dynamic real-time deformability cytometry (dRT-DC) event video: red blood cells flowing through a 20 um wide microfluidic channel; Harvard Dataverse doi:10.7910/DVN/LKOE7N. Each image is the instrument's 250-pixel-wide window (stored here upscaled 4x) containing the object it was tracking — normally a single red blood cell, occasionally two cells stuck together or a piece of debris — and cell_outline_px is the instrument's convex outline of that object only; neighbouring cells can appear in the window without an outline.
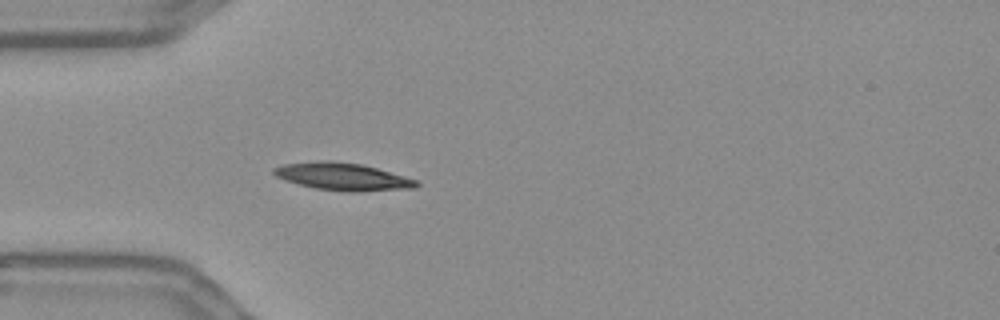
{"species": "Egyptian fruit bat (a non-hibernating species)", "species_latin": "Rousettus aegyptiacus", "temperature_condition": "warm", "stored_images_in_passage": 40, "camera_frame_rate_fps": 3000, "um_per_image_px": 0.085, "frame": {"image": 1, "passage_image": 1, "time_ms": 0.0, "image_size_px": [1000, 320], "cell_outline_px": [[420, 184], [416, 188], [360, 192], [348, 192], [316, 188], [284, 180], [276, 176], [272, 172], [272, 168], [284, 164], [316, 160], [328, 160], [360, 164], [376, 168], [420, 180]], "centroid_in_image_um": [29.16, 15.01], "position_along_channel_um": 55.8, "area_um2": 23.0}}
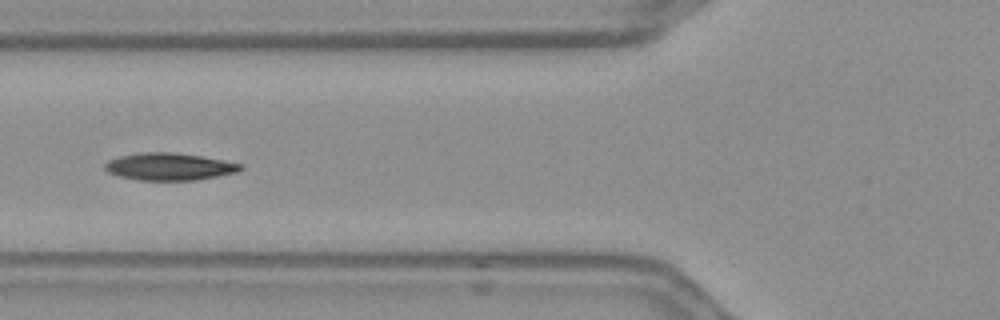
{"frame": {"image": 2, "passage_image": 6, "time_ms": 1.667, "image_size_px": [1000, 320], "cell_outline_px": [[244, 168], [236, 172], [196, 180], [140, 180], [120, 176], [108, 172], [104, 168], [104, 164], [108, 160], [120, 156], [140, 152], [172, 152], [200, 156], [224, 160], [244, 164]], "centroid_in_image_um": [14.39, 14.15], "position_along_channel_um": 111.4, "area_um2": 21.5}}
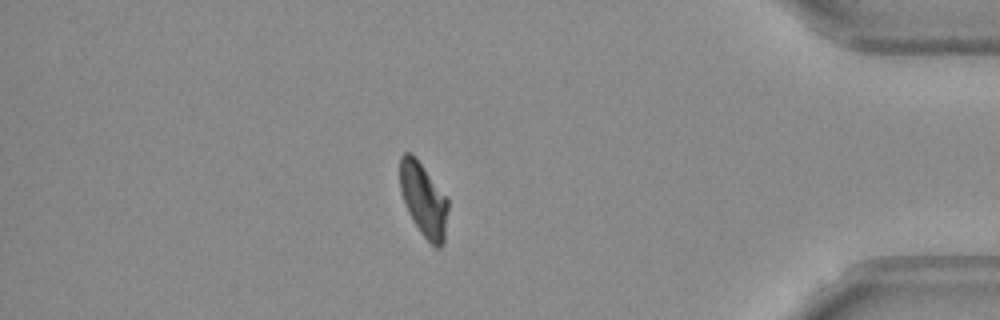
{"frame": {"image": 3, "passage_image": 33, "time_ms": 10.667, "image_size_px": [1000, 320], "cell_outline_px": [[448, 208], [444, 244], [440, 248], [436, 248], [420, 232], [412, 220], [404, 204], [400, 192], [400, 156], [404, 152], [412, 152], [416, 156], [448, 200]], "centroid_in_image_um": [35.98, 16.96], "position_along_channel_um": 399.2, "area_um2": 20.75}, "authors_computed_cell_mechanics": {"area_um2": 21.1837, "velocity_mm_per_s": 3.6256, "shape_relaxation_time_tau1_ms": 6.1441, "shape_relaxation_time_tau2_ms": 2.9987, "deformation_change_tau1": 0.1571, "deformation_change_tau2": 0.0708}}